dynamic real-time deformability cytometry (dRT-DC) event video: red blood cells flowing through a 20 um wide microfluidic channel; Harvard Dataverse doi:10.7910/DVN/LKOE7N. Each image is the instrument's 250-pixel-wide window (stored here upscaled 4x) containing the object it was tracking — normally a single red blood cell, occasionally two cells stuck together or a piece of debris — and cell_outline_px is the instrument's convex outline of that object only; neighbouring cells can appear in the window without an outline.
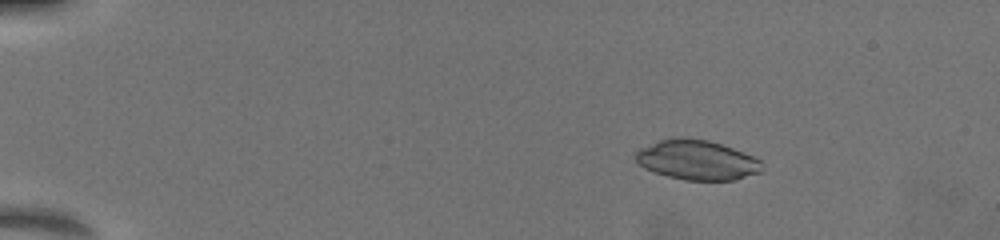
{"species": "common noctule bat (a hibernating species)", "species_latin": "Nyctalus noctula", "temperature_condition": "warm", "stored_images_in_passage": 100, "camera_frame_rate_fps": 3000, "um_per_image_px": 0.085, "animal": {"sex": "female", "body_mass_g": 19.5, "forearm_length_mm": 54.1}, "frame": {"image": 1, "passage_image": 20, "time_ms": 3.0, "image_size_px": [1000, 240], "cell_outline_px": [[760, 172], [732, 180], [684, 180], [668, 176], [644, 168], [636, 160], [636, 152], [660, 140], [708, 140], [732, 148], [752, 156], [760, 160]], "centroid_in_image_um": [59.26, 13.64], "position_along_channel_um": 25.7, "area_um2": 27.98}}
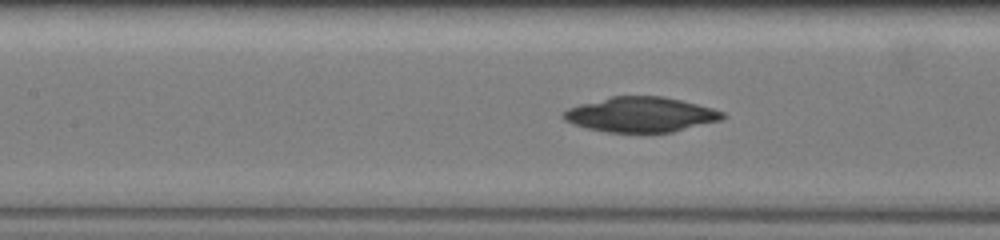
{"frame": {"image": 2, "passage_image": 64, "time_ms": 9.0, "image_size_px": [1000, 240], "cell_outline_px": [[724, 116], [720, 120], [672, 132], [608, 132], [588, 128], [564, 120], [564, 112], [580, 104], [612, 96], [664, 96], [712, 108], [724, 112]], "centroid_in_image_um": [54.49, 9.73], "position_along_channel_um": 152.9, "area_um2": 31.85}}
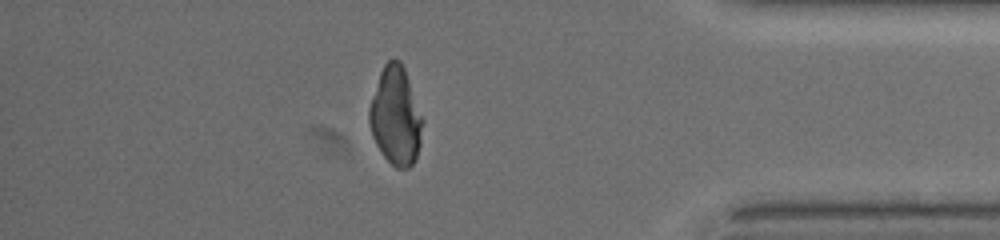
{"frame": {"image": 3, "passage_image": 93, "time_ms": 16.0, "image_size_px": [1000, 240], "cell_outline_px": [[424, 120], [420, 144], [416, 160], [408, 168], [396, 168], [384, 156], [376, 144], [372, 136], [368, 120], [368, 108], [380, 72], [384, 64], [388, 60], [400, 60], [404, 68]], "centroid_in_image_um": [33.63, 9.88], "position_along_channel_um": 401.6, "area_um2": 30.52}}